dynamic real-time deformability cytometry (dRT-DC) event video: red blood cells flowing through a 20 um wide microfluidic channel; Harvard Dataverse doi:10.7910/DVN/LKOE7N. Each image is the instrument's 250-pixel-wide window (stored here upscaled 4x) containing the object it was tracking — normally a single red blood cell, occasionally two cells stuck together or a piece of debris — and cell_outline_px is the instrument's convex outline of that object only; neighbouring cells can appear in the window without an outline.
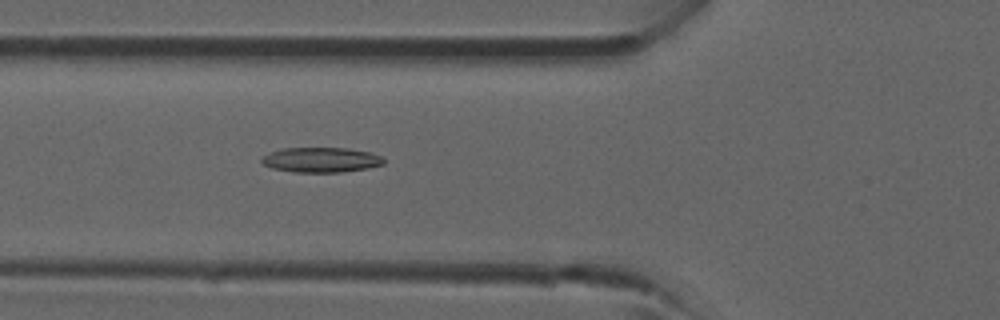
{"species": "common noctule bat (a hibernating species)", "species_latin": "Nyctalus noctula", "temperature_condition": "room temperature", "stored_images_in_passage": 4, "camera_frame_rate_fps": 3000, "um_per_image_px": 0.085, "animal": {"sex": "male", "forearm_length_mm": 52.5}, "frame": {"image": 1, "passage_image": 4, "time_ms": 3.667, "image_size_px": [1000, 320], "cell_outline_px": [[384, 164], [368, 168], [340, 172], [296, 172], [272, 168], [264, 164], [260, 160], [268, 152], [284, 148], [348, 148], [372, 152], [380, 156], [384, 160]], "centroid_in_image_um": [27.3, 13.58], "position_along_channel_um": 98.5, "area_um2": 17.74}}